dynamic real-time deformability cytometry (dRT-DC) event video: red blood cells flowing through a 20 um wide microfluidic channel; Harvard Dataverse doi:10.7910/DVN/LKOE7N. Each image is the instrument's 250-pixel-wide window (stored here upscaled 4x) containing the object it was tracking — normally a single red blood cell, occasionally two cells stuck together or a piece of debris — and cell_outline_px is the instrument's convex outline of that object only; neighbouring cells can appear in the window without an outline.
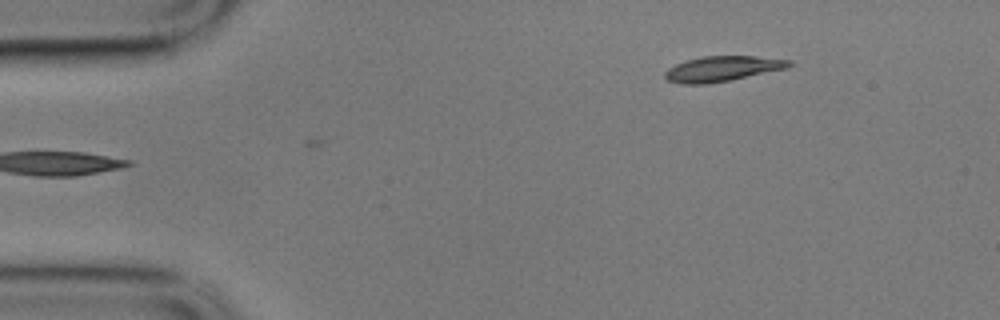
{"species": "common noctule bat (a hibernating species)", "species_latin": "Nyctalus noctula", "temperature_condition": "cold", "stored_images_in_passage": 3, "camera_frame_rate_fps": 3000, "um_per_image_px": 0.085, "animal": {"sex": "male", "body_mass_g": 17.9}, "frame": {"image": 1, "passage_image": 3, "time_ms": 0.667, "image_size_px": [1000, 320], "cell_outline_px": [[792, 64], [788, 68], [708, 84], [680, 84], [668, 80], [664, 76], [664, 72], [668, 68], [684, 60], [704, 56], [756, 56], [792, 60]], "centroid_in_image_um": [61.38, 5.83], "position_along_channel_um": 23.6, "area_um2": 18.26}}